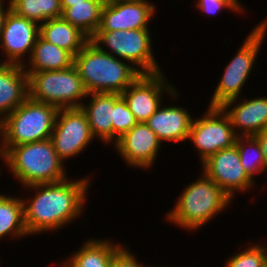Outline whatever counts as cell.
I'll return each instance as SVG.
<instances>
[{"label":"cell","mask_w":267,"mask_h":267,"mask_svg":"<svg viewBox=\"0 0 267 267\" xmlns=\"http://www.w3.org/2000/svg\"><path fill=\"white\" fill-rule=\"evenodd\" d=\"M200 175L183 188L173 208L165 214L166 221L191 233L202 229L229 208L231 202L233 204V200L214 181L203 172Z\"/></svg>","instance_id":"cell-2"},{"label":"cell","mask_w":267,"mask_h":267,"mask_svg":"<svg viewBox=\"0 0 267 267\" xmlns=\"http://www.w3.org/2000/svg\"><path fill=\"white\" fill-rule=\"evenodd\" d=\"M73 64L74 56L70 52L47 42L39 35L23 68L25 72L54 71L69 68Z\"/></svg>","instance_id":"cell-21"},{"label":"cell","mask_w":267,"mask_h":267,"mask_svg":"<svg viewBox=\"0 0 267 267\" xmlns=\"http://www.w3.org/2000/svg\"><path fill=\"white\" fill-rule=\"evenodd\" d=\"M195 7L205 15L216 16L223 10H229L235 14H244V4L239 0H196Z\"/></svg>","instance_id":"cell-29"},{"label":"cell","mask_w":267,"mask_h":267,"mask_svg":"<svg viewBox=\"0 0 267 267\" xmlns=\"http://www.w3.org/2000/svg\"><path fill=\"white\" fill-rule=\"evenodd\" d=\"M11 10L39 26L49 19L62 17L61 0H10Z\"/></svg>","instance_id":"cell-25"},{"label":"cell","mask_w":267,"mask_h":267,"mask_svg":"<svg viewBox=\"0 0 267 267\" xmlns=\"http://www.w3.org/2000/svg\"><path fill=\"white\" fill-rule=\"evenodd\" d=\"M134 252H131L130 249L123 245L114 255L110 267H151L144 262L138 261ZM140 262V263H139Z\"/></svg>","instance_id":"cell-30"},{"label":"cell","mask_w":267,"mask_h":267,"mask_svg":"<svg viewBox=\"0 0 267 267\" xmlns=\"http://www.w3.org/2000/svg\"><path fill=\"white\" fill-rule=\"evenodd\" d=\"M103 6L99 0H87L79 4H61L62 17L90 39L99 28Z\"/></svg>","instance_id":"cell-24"},{"label":"cell","mask_w":267,"mask_h":267,"mask_svg":"<svg viewBox=\"0 0 267 267\" xmlns=\"http://www.w3.org/2000/svg\"><path fill=\"white\" fill-rule=\"evenodd\" d=\"M28 98V76L23 65L0 63V119Z\"/></svg>","instance_id":"cell-19"},{"label":"cell","mask_w":267,"mask_h":267,"mask_svg":"<svg viewBox=\"0 0 267 267\" xmlns=\"http://www.w3.org/2000/svg\"><path fill=\"white\" fill-rule=\"evenodd\" d=\"M113 147L127 167L145 171L153 168L157 156H160L162 143L145 122H138Z\"/></svg>","instance_id":"cell-14"},{"label":"cell","mask_w":267,"mask_h":267,"mask_svg":"<svg viewBox=\"0 0 267 267\" xmlns=\"http://www.w3.org/2000/svg\"><path fill=\"white\" fill-rule=\"evenodd\" d=\"M151 35L149 29L95 32L90 41L100 50L129 62L141 74H154L162 70L154 56Z\"/></svg>","instance_id":"cell-8"},{"label":"cell","mask_w":267,"mask_h":267,"mask_svg":"<svg viewBox=\"0 0 267 267\" xmlns=\"http://www.w3.org/2000/svg\"><path fill=\"white\" fill-rule=\"evenodd\" d=\"M247 247H243L240 252L233 253L226 262L224 267H266L267 261V243H261L249 240ZM255 243V244H254Z\"/></svg>","instance_id":"cell-27"},{"label":"cell","mask_w":267,"mask_h":267,"mask_svg":"<svg viewBox=\"0 0 267 267\" xmlns=\"http://www.w3.org/2000/svg\"><path fill=\"white\" fill-rule=\"evenodd\" d=\"M267 35V16L249 31L236 54L228 62L210 96L209 107H221L225 102L242 96L247 79L251 76L257 62L260 48Z\"/></svg>","instance_id":"cell-6"},{"label":"cell","mask_w":267,"mask_h":267,"mask_svg":"<svg viewBox=\"0 0 267 267\" xmlns=\"http://www.w3.org/2000/svg\"><path fill=\"white\" fill-rule=\"evenodd\" d=\"M26 74L28 97L37 102L47 103L58 109L80 108L87 98L88 93L74 65L61 70Z\"/></svg>","instance_id":"cell-7"},{"label":"cell","mask_w":267,"mask_h":267,"mask_svg":"<svg viewBox=\"0 0 267 267\" xmlns=\"http://www.w3.org/2000/svg\"><path fill=\"white\" fill-rule=\"evenodd\" d=\"M58 110L53 105L28 97L2 119L3 155L16 145L50 139Z\"/></svg>","instance_id":"cell-5"},{"label":"cell","mask_w":267,"mask_h":267,"mask_svg":"<svg viewBox=\"0 0 267 267\" xmlns=\"http://www.w3.org/2000/svg\"><path fill=\"white\" fill-rule=\"evenodd\" d=\"M87 93L121 94L140 72L129 62L100 50L90 40L74 57V64Z\"/></svg>","instance_id":"cell-4"},{"label":"cell","mask_w":267,"mask_h":267,"mask_svg":"<svg viewBox=\"0 0 267 267\" xmlns=\"http://www.w3.org/2000/svg\"><path fill=\"white\" fill-rule=\"evenodd\" d=\"M235 146L246 174L254 181V176L267 175V167L260 143L255 136H238ZM257 174V175H256Z\"/></svg>","instance_id":"cell-26"},{"label":"cell","mask_w":267,"mask_h":267,"mask_svg":"<svg viewBox=\"0 0 267 267\" xmlns=\"http://www.w3.org/2000/svg\"><path fill=\"white\" fill-rule=\"evenodd\" d=\"M201 166L200 173L203 172L233 200L235 194L241 195L256 188V181L244 171L235 145L214 153Z\"/></svg>","instance_id":"cell-12"},{"label":"cell","mask_w":267,"mask_h":267,"mask_svg":"<svg viewBox=\"0 0 267 267\" xmlns=\"http://www.w3.org/2000/svg\"><path fill=\"white\" fill-rule=\"evenodd\" d=\"M172 105L162 104L145 122L162 144L164 142L180 144L189 137L193 121L191 112L184 106Z\"/></svg>","instance_id":"cell-17"},{"label":"cell","mask_w":267,"mask_h":267,"mask_svg":"<svg viewBox=\"0 0 267 267\" xmlns=\"http://www.w3.org/2000/svg\"><path fill=\"white\" fill-rule=\"evenodd\" d=\"M5 2H6V0H0V37H1L2 28L4 25L6 15L9 12V10L11 9L10 0H8V2H6L7 3L6 5L4 4Z\"/></svg>","instance_id":"cell-32"},{"label":"cell","mask_w":267,"mask_h":267,"mask_svg":"<svg viewBox=\"0 0 267 267\" xmlns=\"http://www.w3.org/2000/svg\"><path fill=\"white\" fill-rule=\"evenodd\" d=\"M2 120L0 119V161H2V157H3V152H2V143H1V138H2Z\"/></svg>","instance_id":"cell-35"},{"label":"cell","mask_w":267,"mask_h":267,"mask_svg":"<svg viewBox=\"0 0 267 267\" xmlns=\"http://www.w3.org/2000/svg\"><path fill=\"white\" fill-rule=\"evenodd\" d=\"M167 79L164 71L154 74H140L121 93L137 122H146L163 104V98H165L163 96L168 95V98L174 102L177 101L178 97L180 100V93L175 88L176 85Z\"/></svg>","instance_id":"cell-10"},{"label":"cell","mask_w":267,"mask_h":267,"mask_svg":"<svg viewBox=\"0 0 267 267\" xmlns=\"http://www.w3.org/2000/svg\"><path fill=\"white\" fill-rule=\"evenodd\" d=\"M156 4L150 0H135L103 6L101 22L96 32L150 29Z\"/></svg>","instance_id":"cell-15"},{"label":"cell","mask_w":267,"mask_h":267,"mask_svg":"<svg viewBox=\"0 0 267 267\" xmlns=\"http://www.w3.org/2000/svg\"><path fill=\"white\" fill-rule=\"evenodd\" d=\"M115 243V244H114ZM123 246L113 239H86L83 245L61 260L67 267H110L115 253Z\"/></svg>","instance_id":"cell-20"},{"label":"cell","mask_w":267,"mask_h":267,"mask_svg":"<svg viewBox=\"0 0 267 267\" xmlns=\"http://www.w3.org/2000/svg\"><path fill=\"white\" fill-rule=\"evenodd\" d=\"M58 267H67L62 261L59 263Z\"/></svg>","instance_id":"cell-36"},{"label":"cell","mask_w":267,"mask_h":267,"mask_svg":"<svg viewBox=\"0 0 267 267\" xmlns=\"http://www.w3.org/2000/svg\"><path fill=\"white\" fill-rule=\"evenodd\" d=\"M80 108L86 114L91 134L104 145H113L114 93H88Z\"/></svg>","instance_id":"cell-18"},{"label":"cell","mask_w":267,"mask_h":267,"mask_svg":"<svg viewBox=\"0 0 267 267\" xmlns=\"http://www.w3.org/2000/svg\"><path fill=\"white\" fill-rule=\"evenodd\" d=\"M242 98L231 99L221 108L229 116L237 136H255L267 128V95Z\"/></svg>","instance_id":"cell-16"},{"label":"cell","mask_w":267,"mask_h":267,"mask_svg":"<svg viewBox=\"0 0 267 267\" xmlns=\"http://www.w3.org/2000/svg\"><path fill=\"white\" fill-rule=\"evenodd\" d=\"M1 168H3V165H2V167H0V174H2V173H3Z\"/></svg>","instance_id":"cell-37"},{"label":"cell","mask_w":267,"mask_h":267,"mask_svg":"<svg viewBox=\"0 0 267 267\" xmlns=\"http://www.w3.org/2000/svg\"><path fill=\"white\" fill-rule=\"evenodd\" d=\"M87 0H61V4H79Z\"/></svg>","instance_id":"cell-34"},{"label":"cell","mask_w":267,"mask_h":267,"mask_svg":"<svg viewBox=\"0 0 267 267\" xmlns=\"http://www.w3.org/2000/svg\"><path fill=\"white\" fill-rule=\"evenodd\" d=\"M2 160L22 187L56 183L69 177L66 164L57 155L51 139L11 147Z\"/></svg>","instance_id":"cell-3"},{"label":"cell","mask_w":267,"mask_h":267,"mask_svg":"<svg viewBox=\"0 0 267 267\" xmlns=\"http://www.w3.org/2000/svg\"><path fill=\"white\" fill-rule=\"evenodd\" d=\"M104 6L111 5V4H118L124 2H131L135 0H99Z\"/></svg>","instance_id":"cell-33"},{"label":"cell","mask_w":267,"mask_h":267,"mask_svg":"<svg viewBox=\"0 0 267 267\" xmlns=\"http://www.w3.org/2000/svg\"><path fill=\"white\" fill-rule=\"evenodd\" d=\"M39 35L40 26L37 23L17 15L10 9L0 37V55L3 54L0 63L24 65L31 56Z\"/></svg>","instance_id":"cell-13"},{"label":"cell","mask_w":267,"mask_h":267,"mask_svg":"<svg viewBox=\"0 0 267 267\" xmlns=\"http://www.w3.org/2000/svg\"><path fill=\"white\" fill-rule=\"evenodd\" d=\"M203 113L193 118L187 140L196 148L200 164L219 150L234 146L238 137L221 107L208 106Z\"/></svg>","instance_id":"cell-9"},{"label":"cell","mask_w":267,"mask_h":267,"mask_svg":"<svg viewBox=\"0 0 267 267\" xmlns=\"http://www.w3.org/2000/svg\"><path fill=\"white\" fill-rule=\"evenodd\" d=\"M138 122L121 94L114 93L113 145Z\"/></svg>","instance_id":"cell-28"},{"label":"cell","mask_w":267,"mask_h":267,"mask_svg":"<svg viewBox=\"0 0 267 267\" xmlns=\"http://www.w3.org/2000/svg\"><path fill=\"white\" fill-rule=\"evenodd\" d=\"M151 267H157V266L155 265V266H151ZM158 267H162V266H158ZM163 267H168V266H163Z\"/></svg>","instance_id":"cell-38"},{"label":"cell","mask_w":267,"mask_h":267,"mask_svg":"<svg viewBox=\"0 0 267 267\" xmlns=\"http://www.w3.org/2000/svg\"><path fill=\"white\" fill-rule=\"evenodd\" d=\"M22 196L0 194V240L8 237L10 240L27 238L29 236L23 212Z\"/></svg>","instance_id":"cell-23"},{"label":"cell","mask_w":267,"mask_h":267,"mask_svg":"<svg viewBox=\"0 0 267 267\" xmlns=\"http://www.w3.org/2000/svg\"><path fill=\"white\" fill-rule=\"evenodd\" d=\"M91 176L23 187L34 195L23 197L24 223L30 235L52 233L76 221L86 209ZM74 220V221H73Z\"/></svg>","instance_id":"cell-1"},{"label":"cell","mask_w":267,"mask_h":267,"mask_svg":"<svg viewBox=\"0 0 267 267\" xmlns=\"http://www.w3.org/2000/svg\"><path fill=\"white\" fill-rule=\"evenodd\" d=\"M255 137L261 145L264 160L267 167V128L256 134Z\"/></svg>","instance_id":"cell-31"},{"label":"cell","mask_w":267,"mask_h":267,"mask_svg":"<svg viewBox=\"0 0 267 267\" xmlns=\"http://www.w3.org/2000/svg\"><path fill=\"white\" fill-rule=\"evenodd\" d=\"M50 139L57 155L65 163L78 157L96 140L81 108L59 109Z\"/></svg>","instance_id":"cell-11"},{"label":"cell","mask_w":267,"mask_h":267,"mask_svg":"<svg viewBox=\"0 0 267 267\" xmlns=\"http://www.w3.org/2000/svg\"><path fill=\"white\" fill-rule=\"evenodd\" d=\"M40 36L49 43L63 48L74 57L90 40L77 27L72 26L63 17L49 19L40 25Z\"/></svg>","instance_id":"cell-22"}]
</instances>
